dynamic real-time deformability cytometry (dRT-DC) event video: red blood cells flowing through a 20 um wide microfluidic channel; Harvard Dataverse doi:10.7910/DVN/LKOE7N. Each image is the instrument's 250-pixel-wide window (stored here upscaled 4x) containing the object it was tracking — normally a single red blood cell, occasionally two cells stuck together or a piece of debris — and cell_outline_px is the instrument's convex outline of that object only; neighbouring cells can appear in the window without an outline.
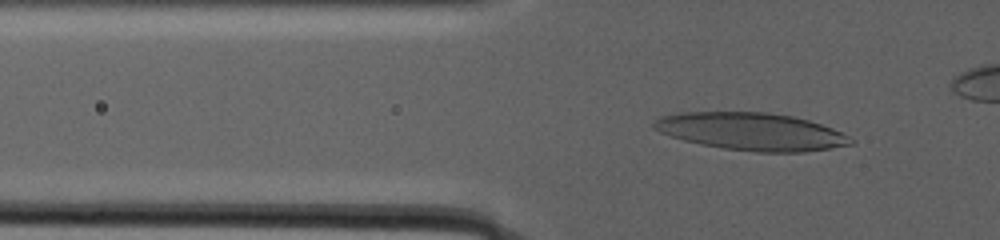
{"species": "human", "species_latin": "Homo sapiens", "temperature_condition": "warm", "stored_images_in_passage": 64, "camera_frame_rate_fps": 3000, "um_per_image_px": 0.085, "donor": {"sex": "male"}, "frame": {"image": 1, "passage_image": 20, "time_ms": 8.0, "image_size_px": [1000, 240], "cell_outline_px": [[856, 144], [832, 148], [804, 152], [756, 152], [724, 148], [700, 144], [684, 140], [660, 132], [652, 128], [652, 124], [660, 116], [680, 112], [768, 112], [792, 116], [808, 120], [832, 128], [856, 140]], "centroid_in_image_um": [63.89, 11.18], "position_along_channel_um": 61.9, "area_um2": 43.12}}
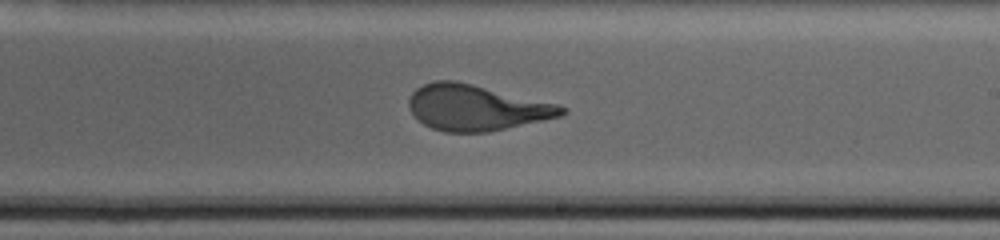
{"frame": {"image": 2, "passage_image": 45, "time_ms": 18.333, "image_size_px": [1000, 240], "cell_outline_px": [[568, 112], [560, 116], [488, 132], [444, 132], [432, 128], [424, 124], [412, 112], [408, 104], [408, 100], [412, 92], [416, 88], [424, 84], [436, 80], [452, 80], [472, 84], [560, 104], [568, 108]], "centroid_in_image_um": [40.5, 9.14], "position_along_channel_um": 248.5, "area_um2": 40.52}}
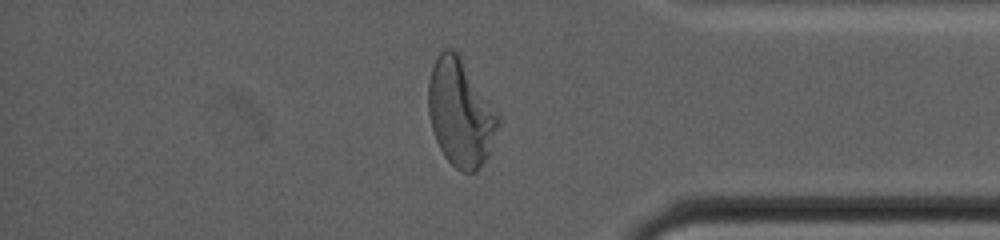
{"frame": {"image": 3, "passage_image": 62, "time_ms": 26.333, "image_size_px": [1000, 240], "cell_outline_px": [[500, 124], [488, 156], [476, 172], [460, 172], [444, 156], [436, 140], [432, 128], [428, 112], [428, 80], [432, 68], [440, 52], [444, 48], [452, 48], [460, 56], [500, 116]], "centroid_in_image_um": [39.14, 9.62], "position_along_channel_um": 396.1, "area_um2": 43.41}}